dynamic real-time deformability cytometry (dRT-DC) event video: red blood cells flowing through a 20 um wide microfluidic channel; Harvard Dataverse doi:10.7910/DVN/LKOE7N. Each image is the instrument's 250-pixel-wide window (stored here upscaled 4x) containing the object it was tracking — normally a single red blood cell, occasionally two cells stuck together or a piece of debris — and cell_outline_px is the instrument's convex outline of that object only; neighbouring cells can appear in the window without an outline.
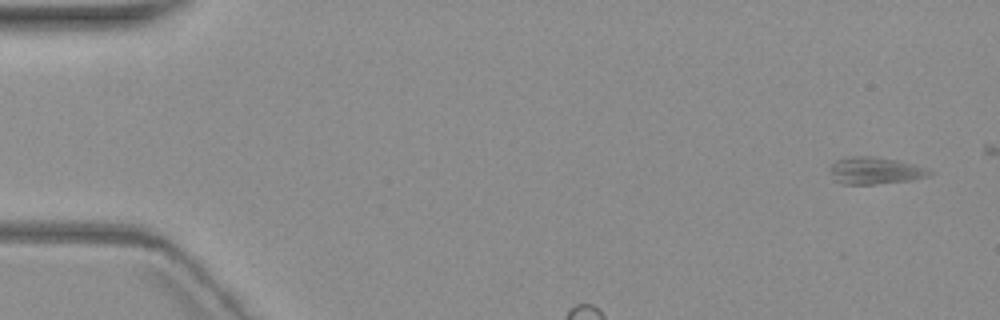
{"species": "common noctule bat (a hibernating species)", "species_latin": "Nyctalus noctula", "temperature_condition": "warm", "stored_images_in_passage": 5, "camera_frame_rate_fps": 3000, "um_per_image_px": 0.085, "animal": {"sex": "female", "body_mass_g": 19.3, "forearm_length_mm": 54.1}, "frame": {"image": 1, "passage_image": 1, "time_ms": 0.0, "image_size_px": [1000, 320], "cell_outline_px": [[932, 176], [912, 180], [876, 184], [844, 184], [836, 180], [828, 168], [836, 160], [852, 156], [872, 156], [896, 160], [928, 168], [932, 172]], "centroid_in_image_um": [74.42, 14.5], "position_along_channel_um": 10.6, "area_um2": 15.66}}
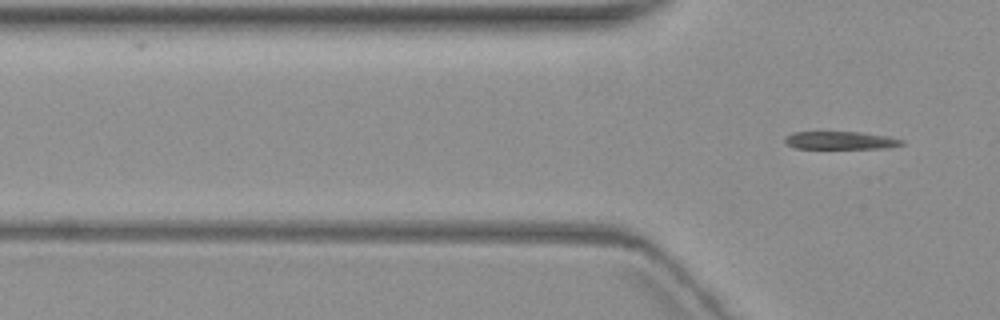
{"frame": {"image": 2, "passage_image": 5, "time_ms": 5.0, "image_size_px": [1000, 320], "cell_outline_px": [[904, 144], [888, 148], [792, 148], [784, 144], [784, 136], [792, 132], [860, 132], [888, 136], [904, 140]], "centroid_in_image_um": [71.39, 11.93], "position_along_channel_um": 54.4, "area_um2": 12.31}}